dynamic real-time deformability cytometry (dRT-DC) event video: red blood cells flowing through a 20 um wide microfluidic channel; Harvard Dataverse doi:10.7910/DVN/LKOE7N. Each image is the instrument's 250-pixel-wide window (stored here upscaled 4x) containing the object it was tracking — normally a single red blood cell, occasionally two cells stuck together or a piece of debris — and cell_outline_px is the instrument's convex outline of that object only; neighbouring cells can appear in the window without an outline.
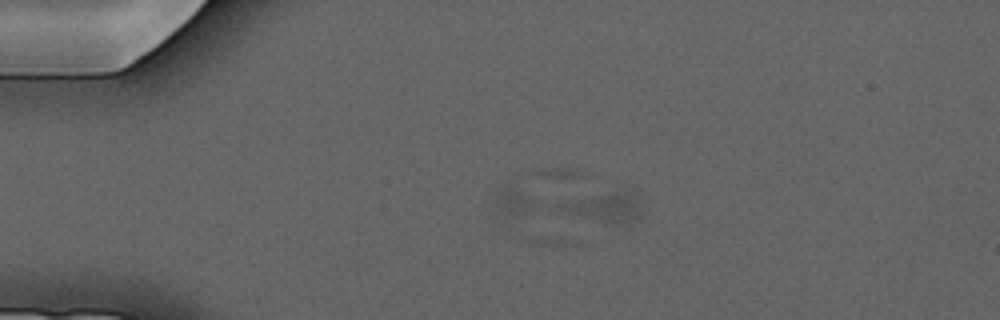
{"species": "common noctule bat (a hibernating species)", "species_latin": "Nyctalus noctula", "temperature_condition": "cold", "stored_images_in_passage": 10, "segment_of_instrument_passage": [2, 2], "camera_frame_rate_fps": 3000, "um_per_image_px": 0.085, "animal": {"sex": "male", "forearm_length_mm": 52.5}, "frame": {"image": 1, "passage_image": 4, "time_ms": 3.333, "image_size_px": [1000, 320], "cell_outline_px": [[640, 212], [636, 216], [628, 220], [616, 224], [604, 224], [552, 208], [556, 204], [612, 192], [628, 192], [636, 196]], "centroid_in_image_um": [51.3, 17.65], "position_along_channel_um": 33.7, "area_um2": 13.24}}
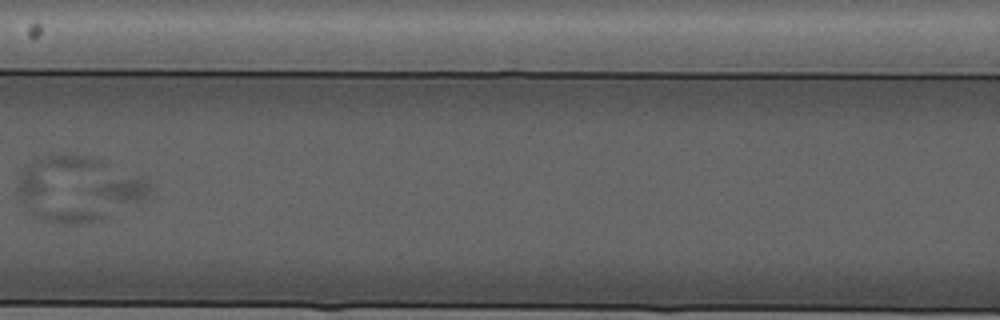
{"frame": {"image": 2, "passage_image": 7, "time_ms": 7.667, "image_size_px": [1000, 320], "cell_outline_px": [[152, 188], [148, 200], [104, 220], [80, 224], [68, 224], [44, 220], [36, 216], [32, 212], [84, 188], [144, 176]], "centroid_in_image_um": [8.25, 17.19], "position_along_channel_um": 158.3, "area_um2": 23.0}}